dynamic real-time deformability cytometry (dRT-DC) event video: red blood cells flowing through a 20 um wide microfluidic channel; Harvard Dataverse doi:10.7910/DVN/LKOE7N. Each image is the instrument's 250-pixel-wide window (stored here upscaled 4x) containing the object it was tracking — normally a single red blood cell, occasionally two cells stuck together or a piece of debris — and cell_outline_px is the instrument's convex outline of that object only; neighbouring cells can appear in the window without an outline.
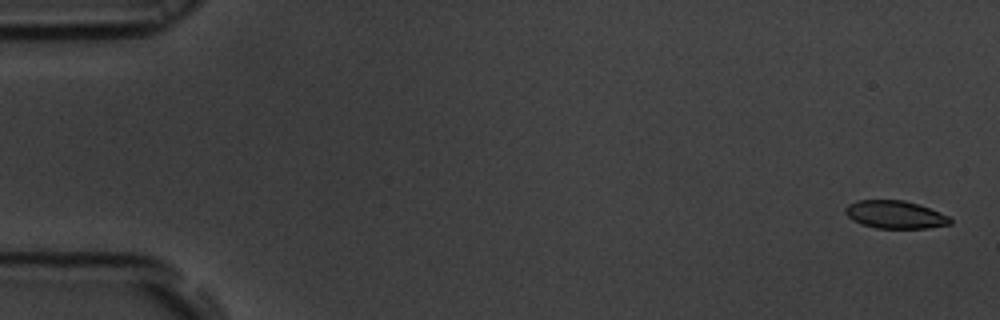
{"species": "common noctule bat (a hibernating species)", "species_latin": "Nyctalus noctula", "temperature_condition": "room temperature", "stored_images_in_passage": 54, "camera_frame_rate_fps": 3000, "um_per_image_px": 0.085, "animal": {"sex": "male", "body_mass_g": 19.5, "forearm_length_mm": 54.6}, "frame": {"image": 1, "passage_image": 1, "time_ms": 0.0, "image_size_px": [1000, 320], "cell_outline_px": [[952, 224], [928, 228], [876, 228], [860, 224], [852, 220], [844, 212], [844, 208], [848, 204], [856, 200], [904, 200], [928, 208], [948, 216], [952, 220]], "centroid_in_image_um": [76.04, 18.24], "position_along_channel_um": 9.0, "area_um2": 16.99}}
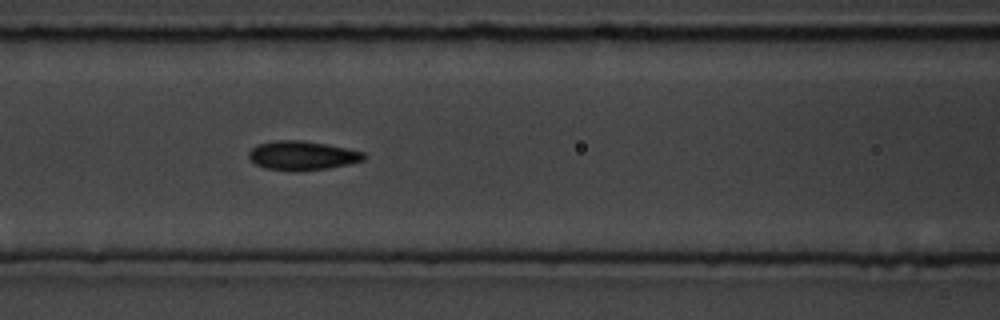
{"frame": {"image": 2, "passage_image": 23, "time_ms": 7.333, "image_size_px": [1000, 320], "cell_outline_px": [[368, 156], [364, 160], [348, 164], [328, 168], [300, 172], [292, 172], [264, 168], [256, 164], [248, 156], [248, 152], [256, 144], [276, 140], [304, 140], [328, 144], [348, 148], [364, 152]], "centroid_in_image_um": [25.7, 13.22], "position_along_channel_um": 140.9, "area_um2": 19.94}}
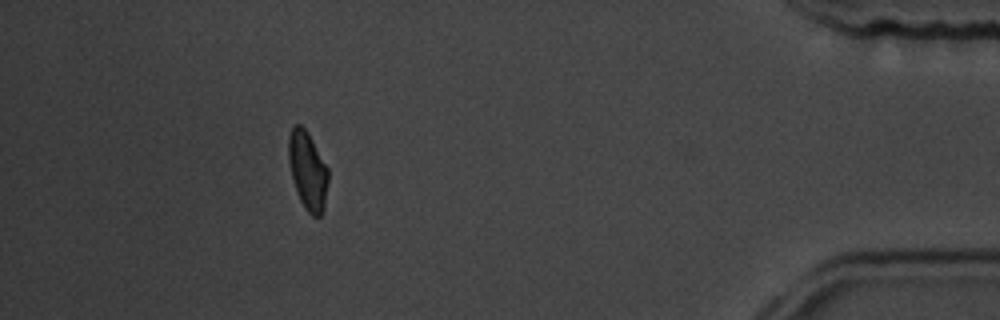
{"frame": {"image": 3, "passage_image": 49, "time_ms": 16.0, "image_size_px": [1000, 320], "cell_outline_px": [[328, 180], [324, 208], [320, 216], [312, 216], [304, 208], [300, 200], [292, 176], [288, 160], [288, 136], [292, 124], [300, 124], [308, 132], [328, 168]], "centroid_in_image_um": [26.14, 14.46], "position_along_channel_um": 409.1, "area_um2": 18.09}, "authors_computed_cell_mechanics": {"area_um2": 18.4671, "velocity_mm_per_s": 3.7226, "shape_relaxation_time_tau1_ms": 2.9586, "shape_relaxation_time_tau2_ms": 1.2876, "deformation_change_tau1": 0.1365, "deformation_change_tau2": 0.0573}}